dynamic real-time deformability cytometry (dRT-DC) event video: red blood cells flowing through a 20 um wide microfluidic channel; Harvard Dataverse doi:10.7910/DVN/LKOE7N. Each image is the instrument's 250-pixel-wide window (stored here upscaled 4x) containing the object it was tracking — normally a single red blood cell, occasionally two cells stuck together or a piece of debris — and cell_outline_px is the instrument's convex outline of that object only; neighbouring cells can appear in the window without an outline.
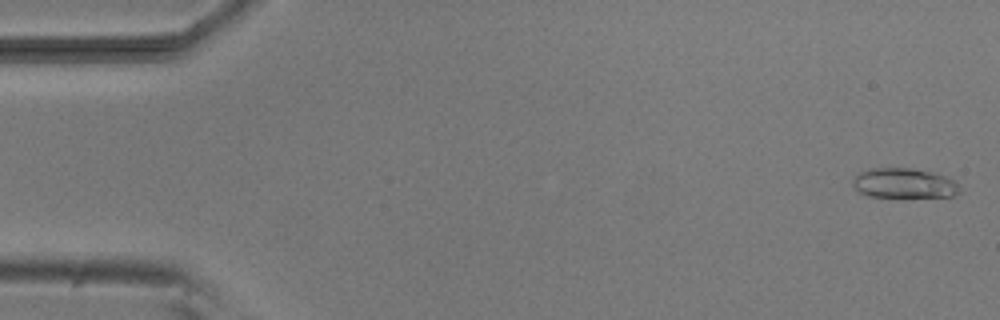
{"species": "common noctule bat (a hibernating species)", "species_latin": "Nyctalus noctula", "temperature_condition": "room temperature", "stored_images_in_passage": 5, "camera_frame_rate_fps": 3000, "um_per_image_px": 0.085, "animal": {"sex": "male", "body_mass_g": 20.5, "forearm_length_mm": 52.5}, "frame": {"image": 1, "passage_image": 1, "time_ms": 0.0, "image_size_px": [1000, 320], "cell_outline_px": [[960, 192], [956, 196], [904, 200], [868, 196], [860, 192], [852, 184], [852, 180], [860, 172], [868, 168], [912, 168], [932, 172], [944, 176], [952, 180], [960, 188]], "centroid_in_image_um": [76.86, 15.64], "position_along_channel_um": 8.1, "area_um2": 19.59}}
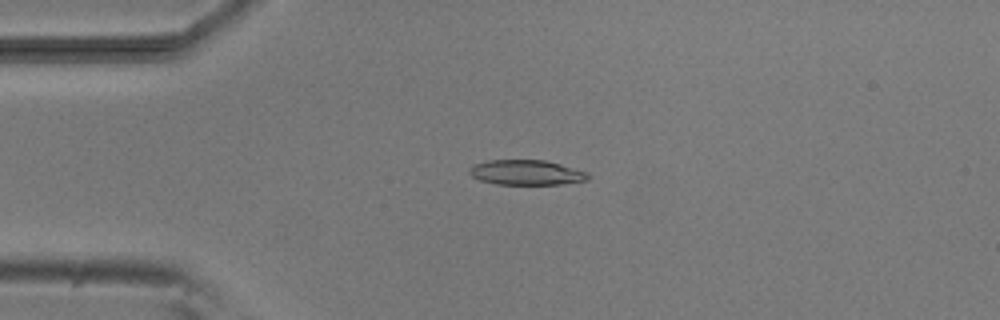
{"frame": {"image": 2, "passage_image": 4, "time_ms": 3.667, "image_size_px": [1000, 320], "cell_outline_px": [[592, 176], [588, 180], [560, 184], [496, 184], [480, 180], [472, 176], [468, 172], [468, 168], [472, 164], [488, 160], [544, 160], [560, 164], [588, 172]], "centroid_in_image_um": [44.73, 14.66], "position_along_channel_um": 40.3, "area_um2": 17.4}}